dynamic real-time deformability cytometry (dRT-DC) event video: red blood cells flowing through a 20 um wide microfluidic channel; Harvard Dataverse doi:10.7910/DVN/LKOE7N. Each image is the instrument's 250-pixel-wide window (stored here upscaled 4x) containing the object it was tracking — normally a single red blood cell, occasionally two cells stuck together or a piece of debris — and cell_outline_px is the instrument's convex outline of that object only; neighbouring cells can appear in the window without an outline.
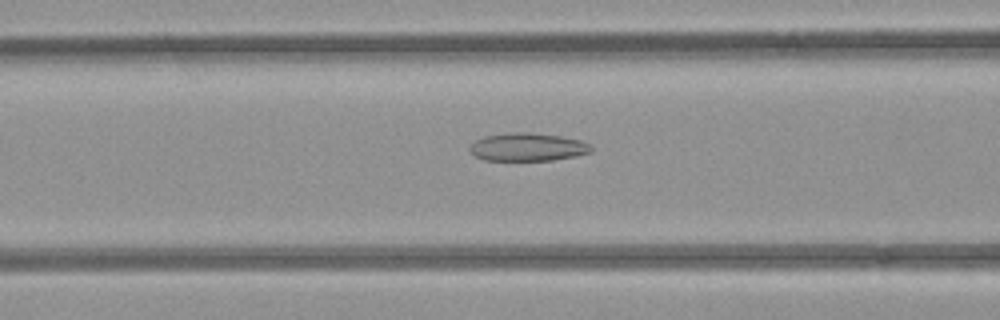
{"species": "common noctule bat (a hibernating species)", "species_latin": "Nyctalus noctula", "temperature_condition": "room temperature", "stored_images_in_passage": 54, "camera_frame_rate_fps": 3000, "um_per_image_px": 0.085, "animal": {"sex": "female", "body_mass_g": 21.9}, "frame": {"image": 1, "passage_image": 22, "time_ms": 7.0, "image_size_px": [1000, 320], "cell_outline_px": [[592, 152], [576, 156], [552, 160], [484, 160], [476, 156], [468, 148], [476, 140], [484, 136], [508, 132], [528, 132], [560, 136], [580, 140], [592, 144]], "centroid_in_image_um": [44.88, 12.49], "position_along_channel_um": 121.7, "area_um2": 19.88}}
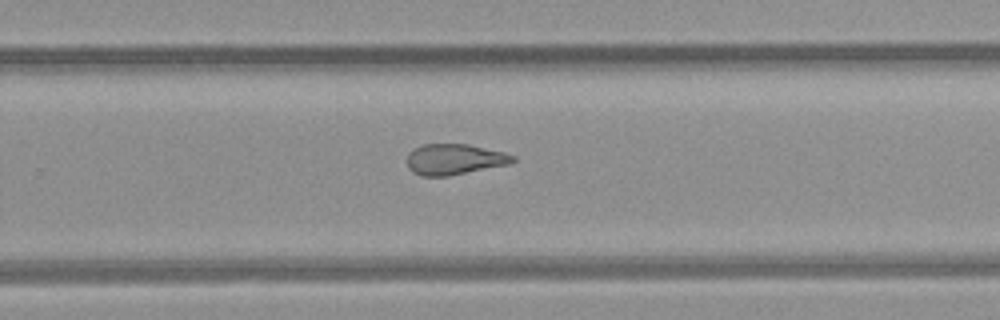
{"frame": {"image": 2, "passage_image": 35, "time_ms": 11.333, "image_size_px": [1000, 320], "cell_outline_px": [[516, 160], [508, 164], [448, 176], [420, 176], [412, 172], [408, 168], [408, 152], [424, 144], [468, 144], [504, 152], [516, 156]], "centroid_in_image_um": [38.62, 13.54], "position_along_channel_um": 291.2, "area_um2": 18.9}}
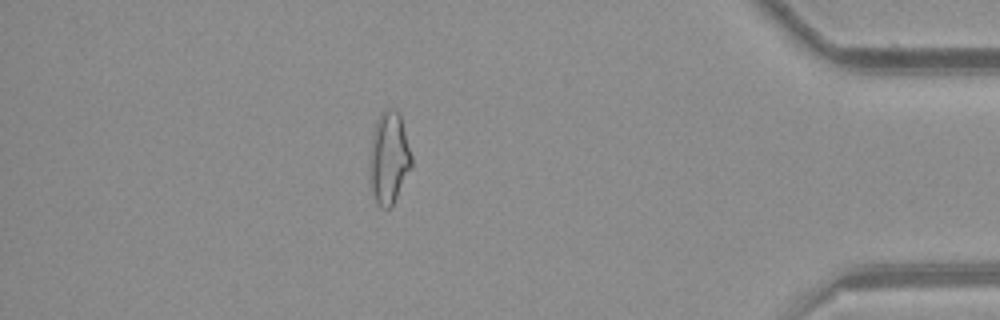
{"frame": {"image": 3, "passage_image": 47, "time_ms": 15.333, "image_size_px": [1000, 320], "cell_outline_px": [[412, 168], [392, 204], [388, 208], [380, 208], [372, 192], [368, 172], [368, 164], [372, 136], [376, 120], [380, 112], [384, 108], [392, 108], [400, 116], [412, 156]], "centroid_in_image_um": [33.03, 13.42], "position_along_channel_um": 402.2, "area_um2": 22.6}, "authors_computed_cell_mechanics": {"area_um2": 21.964, "velocity_mm_per_s": 3.9205, "shape_relaxation_time_tau1_ms": null, "shape_relaxation_time_tau2_ms": 2.4488, "deformation_change_tau1": null, "deformation_change_tau2": 0.1033}}